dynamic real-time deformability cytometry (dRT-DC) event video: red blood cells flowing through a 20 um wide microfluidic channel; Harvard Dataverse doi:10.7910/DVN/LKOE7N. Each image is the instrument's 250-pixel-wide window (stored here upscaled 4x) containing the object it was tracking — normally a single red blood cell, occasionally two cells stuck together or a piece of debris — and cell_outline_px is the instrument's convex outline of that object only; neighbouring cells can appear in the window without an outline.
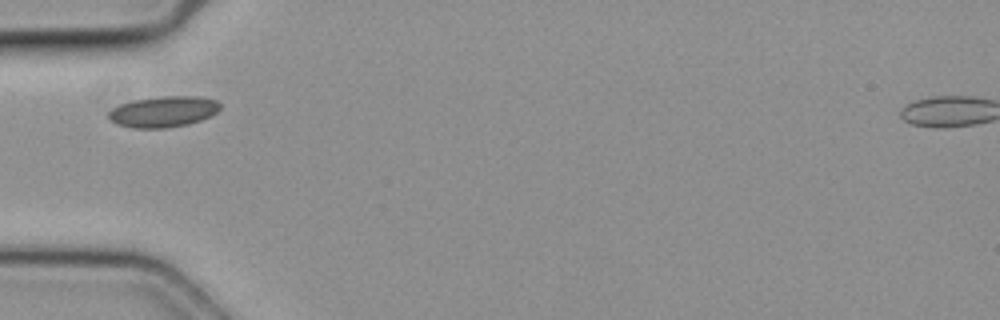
{"species": "common noctule bat (a hibernating species)", "species_latin": "Nyctalus noctula", "temperature_condition": "cold", "stored_images_in_passage": 24, "camera_frame_rate_fps": 3000, "um_per_image_px": 0.085, "animal": {"sex": "female", "body_mass_g": 19.3, "forearm_length_mm": 54.1}, "frame": {"image": 1, "passage_image": 1, "time_ms": 0.0, "image_size_px": [1000, 320], "cell_outline_px": [[220, 108], [216, 112], [200, 120], [188, 124], [168, 128], [132, 128], [116, 124], [108, 116], [108, 112], [112, 108], [120, 104], [132, 100], [164, 96], [200, 96], [216, 100], [220, 104]], "centroid_in_image_um": [13.87, 9.49], "position_along_channel_um": 71.1, "area_um2": 20.11}}
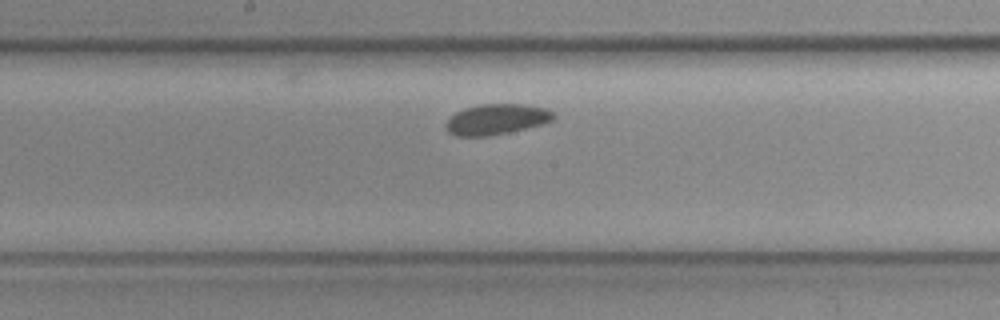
{"frame": {"image": 2, "passage_image": 11, "time_ms": 3.333, "image_size_px": [1000, 320], "cell_outline_px": [[556, 116], [552, 120], [540, 124], [508, 132], [488, 136], [456, 136], [448, 132], [444, 124], [456, 112], [464, 108], [480, 104], [524, 104], [544, 108], [552, 112]], "centroid_in_image_um": [42.16, 10.13], "position_along_channel_um": 206.0, "area_um2": 18.96}}
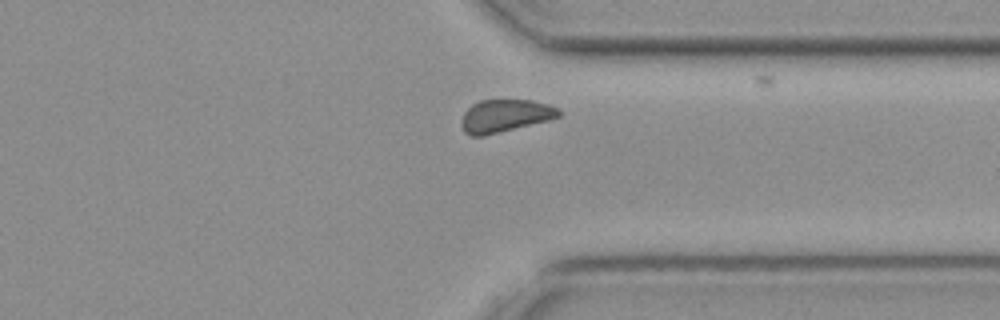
{"frame": {"image": 3, "passage_image": 23, "time_ms": 7.333, "image_size_px": [1000, 320], "cell_outline_px": [[560, 116], [548, 120], [484, 136], [472, 136], [464, 132], [460, 124], [460, 120], [464, 112], [472, 104], [480, 100], [532, 100], [548, 104], [560, 108]], "centroid_in_image_um": [42.9, 9.84], "position_along_channel_um": 368.5, "area_um2": 18.61}}